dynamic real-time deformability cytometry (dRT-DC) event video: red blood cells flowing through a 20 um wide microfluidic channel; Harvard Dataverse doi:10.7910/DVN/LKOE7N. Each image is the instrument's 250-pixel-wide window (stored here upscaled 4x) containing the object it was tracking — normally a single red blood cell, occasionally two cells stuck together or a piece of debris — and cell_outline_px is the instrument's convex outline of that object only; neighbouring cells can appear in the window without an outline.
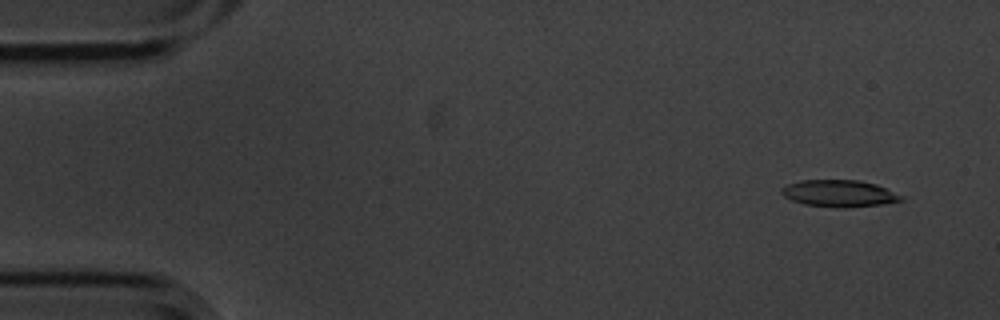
{"species": "common noctule bat (a hibernating species)", "species_latin": "Nyctalus noctula", "temperature_condition": "cold", "stored_images_in_passage": 15, "camera_frame_rate_fps": 3000, "um_per_image_px": 0.085, "animal": {"sex": "male", "body_mass_g": 20.1, "forearm_length_mm": 53.5}, "frame": {"image": 1, "passage_image": 2, "time_ms": 0.333, "image_size_px": [1000, 320], "cell_outline_px": [[904, 200], [884, 204], [848, 208], [836, 208], [804, 204], [792, 200], [784, 196], [780, 192], [780, 188], [788, 184], [800, 180], [860, 180], [876, 184], [904, 196]], "centroid_in_image_um": [71.34, 16.45], "position_along_channel_um": 13.7, "area_um2": 18.96}}
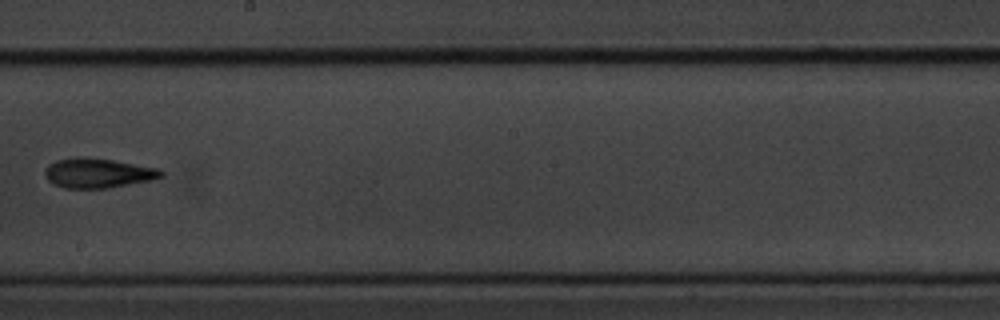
{"frame": {"image": 2, "passage_image": 9, "time_ms": 2.667, "image_size_px": [1000, 320], "cell_outline_px": [[164, 176], [152, 180], [108, 188], [64, 188], [52, 184], [44, 176], [44, 172], [48, 164], [56, 160], [72, 156], [84, 156], [112, 160], [160, 168], [164, 172]], "centroid_in_image_um": [8.3, 14.7], "position_along_channel_um": 239.9, "area_um2": 20.46}}
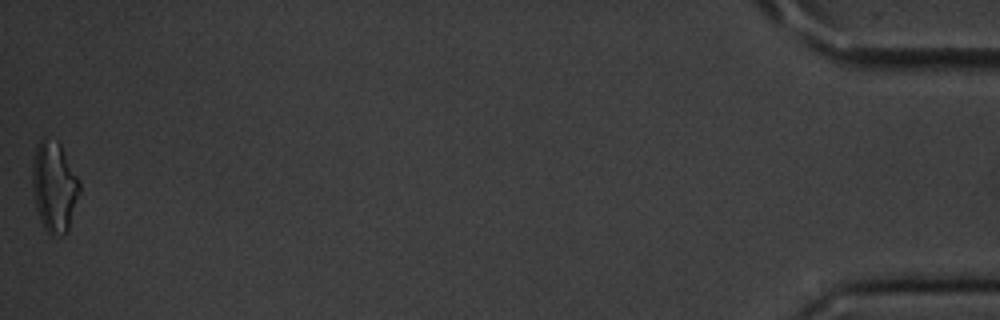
{"frame": {"image": 3, "passage_image": 15, "time_ms": 4.667, "image_size_px": [1000, 320], "cell_outline_px": [[80, 192], [68, 232], [60, 236], [52, 236], [44, 228], [40, 220], [36, 208], [32, 188], [32, 160], [36, 144], [44, 136], [60, 144], [80, 180]], "centroid_in_image_um": [4.61, 15.88], "position_along_channel_um": 430.6, "area_um2": 25.26}}